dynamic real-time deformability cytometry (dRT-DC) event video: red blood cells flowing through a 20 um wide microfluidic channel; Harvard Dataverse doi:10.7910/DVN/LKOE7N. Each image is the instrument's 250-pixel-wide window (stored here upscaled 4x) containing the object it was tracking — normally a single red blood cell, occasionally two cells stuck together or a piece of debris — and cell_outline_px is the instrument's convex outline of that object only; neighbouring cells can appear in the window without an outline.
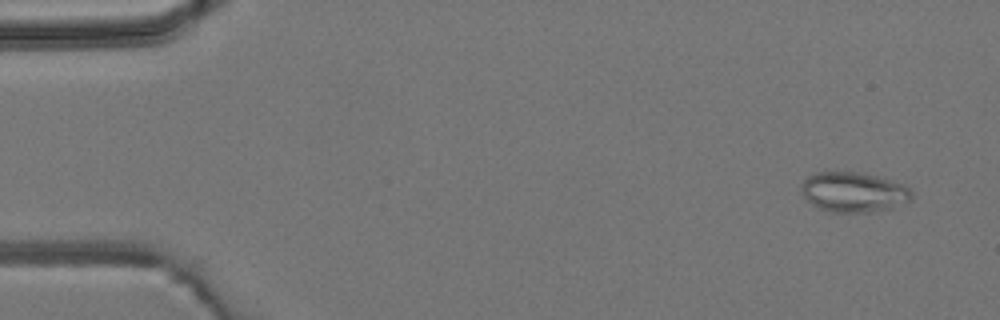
{"species": "common noctule bat (a hibernating species)", "species_latin": "Nyctalus noctula", "temperature_condition": "room temperature", "stored_images_in_passage": 4, "camera_frame_rate_fps": 3000, "um_per_image_px": 0.085, "animal": {"sex": "male", "body_mass_g": 19.2, "forearm_length_mm": 51.8}, "frame": {"image": 1, "passage_image": 1, "time_ms": 0.0, "image_size_px": [1000, 320], "cell_outline_px": [[912, 200], [892, 208], [876, 212], [828, 212], [816, 208], [800, 192], [800, 184], [808, 176], [816, 172], [856, 172], [876, 176], [892, 180], [904, 184], [912, 192]], "centroid_in_image_um": [72.54, 16.34], "position_along_channel_um": 12.5, "area_um2": 26.07}}